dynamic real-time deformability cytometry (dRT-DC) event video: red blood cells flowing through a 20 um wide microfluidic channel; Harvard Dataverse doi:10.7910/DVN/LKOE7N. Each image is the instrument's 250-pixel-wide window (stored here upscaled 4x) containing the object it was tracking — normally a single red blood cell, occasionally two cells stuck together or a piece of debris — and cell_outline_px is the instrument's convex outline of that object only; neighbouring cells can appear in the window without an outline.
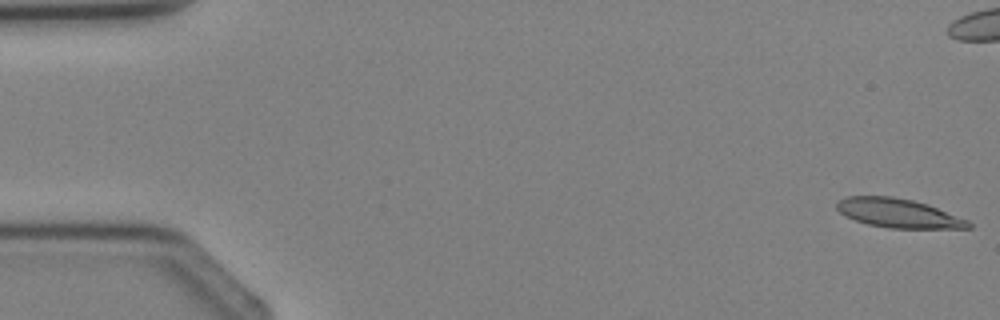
{"species": "Egyptian fruit bat (a non-hibernating species)", "species_latin": "Rousettus aegyptiacus", "temperature_condition": "cold", "stored_images_in_passage": 6, "camera_frame_rate_fps": 3000, "um_per_image_px": 0.085, "animal": {"sex": "female"}, "frame": {"image": 1, "passage_image": 1, "time_ms": 0.0, "image_size_px": [1000, 320], "cell_outline_px": [[972, 228], [888, 228], [868, 224], [856, 220], [840, 212], [836, 208], [836, 204], [840, 200], [848, 196], [892, 196], [912, 200], [928, 204], [968, 220], [972, 224]], "centroid_in_image_um": [76.39, 18.12], "position_along_channel_um": 8.6, "area_um2": 22.08}}
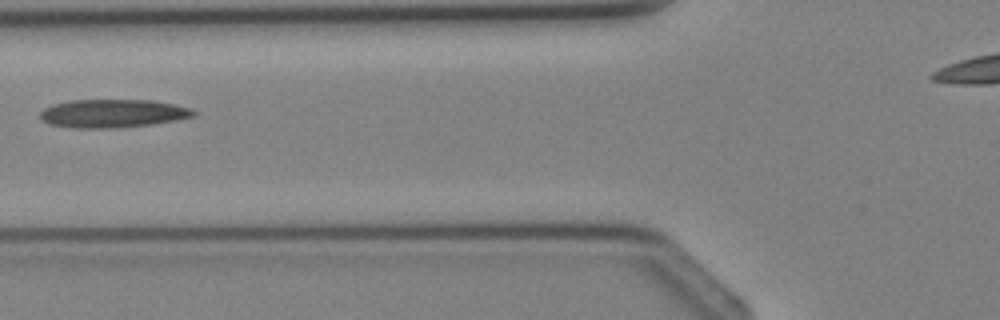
{"frame": {"image": 2, "passage_image": 6, "time_ms": 5.667, "image_size_px": [1000, 320], "cell_outline_px": [[196, 116], [176, 120], [152, 124], [120, 128], [76, 128], [48, 124], [40, 116], [40, 112], [44, 108], [52, 104], [68, 100], [152, 100], [176, 104], [192, 108], [196, 112]], "centroid_in_image_um": [9.61, 9.64], "position_along_channel_um": 116.2, "area_um2": 25.55}}